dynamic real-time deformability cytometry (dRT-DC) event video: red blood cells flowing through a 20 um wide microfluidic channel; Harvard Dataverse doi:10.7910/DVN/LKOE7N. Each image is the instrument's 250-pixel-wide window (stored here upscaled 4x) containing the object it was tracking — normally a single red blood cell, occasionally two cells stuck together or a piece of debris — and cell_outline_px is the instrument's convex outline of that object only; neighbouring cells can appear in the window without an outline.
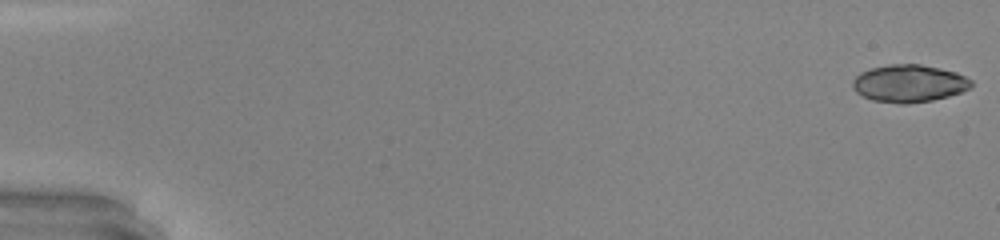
{"species": "common noctule bat (a hibernating species)", "species_latin": "Nyctalus noctula", "temperature_condition": "warm", "stored_images_in_passage": 48, "camera_frame_rate_fps": 3000, "um_per_image_px": 0.085, "animal": {"sex": "male", "body_mass_g": 20.0, "forearm_length_mm": 53.3}, "frame": {"image": 1, "passage_image": 1, "time_ms": 0.0, "image_size_px": [1000, 240], "cell_outline_px": [[972, 88], [948, 96], [932, 100], [904, 104], [900, 104], [872, 100], [856, 92], [852, 88], [852, 80], [860, 72], [872, 68], [888, 64], [920, 64], [940, 68], [956, 72], [972, 80]], "centroid_in_image_um": [77.26, 7.09], "position_along_channel_um": 7.7, "area_um2": 25.95}}
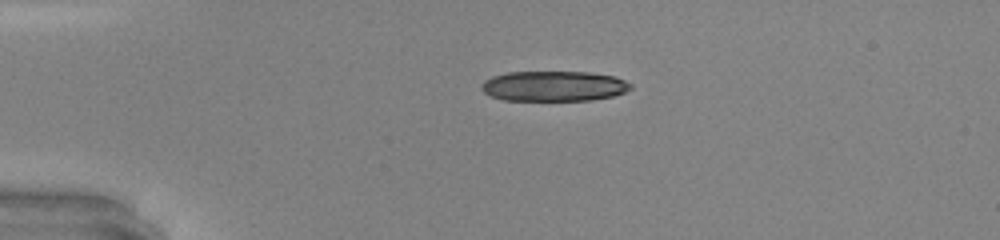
{"frame": {"image": 2, "passage_image": 12, "time_ms": 3.667, "image_size_px": [1000, 240], "cell_outline_px": [[632, 88], [624, 92], [612, 96], [592, 100], [504, 100], [492, 96], [484, 92], [480, 88], [480, 84], [484, 80], [492, 76], [508, 72], [588, 72], [612, 76], [624, 80], [632, 84]], "centroid_in_image_um": [47.05, 7.31], "position_along_channel_um": 38.0, "area_um2": 26.24}, "authors_computed_cell_mechanics": {"area_um2": 25.7788, "velocity_mm_per_s": 4.371, "shape_relaxation_time_tau1_ms": 10.4396, "shape_relaxation_time_tau2_ms": 1.7354, "deformation_change_tau1": 0.3423, "deformation_change_tau2": 0.0436}}